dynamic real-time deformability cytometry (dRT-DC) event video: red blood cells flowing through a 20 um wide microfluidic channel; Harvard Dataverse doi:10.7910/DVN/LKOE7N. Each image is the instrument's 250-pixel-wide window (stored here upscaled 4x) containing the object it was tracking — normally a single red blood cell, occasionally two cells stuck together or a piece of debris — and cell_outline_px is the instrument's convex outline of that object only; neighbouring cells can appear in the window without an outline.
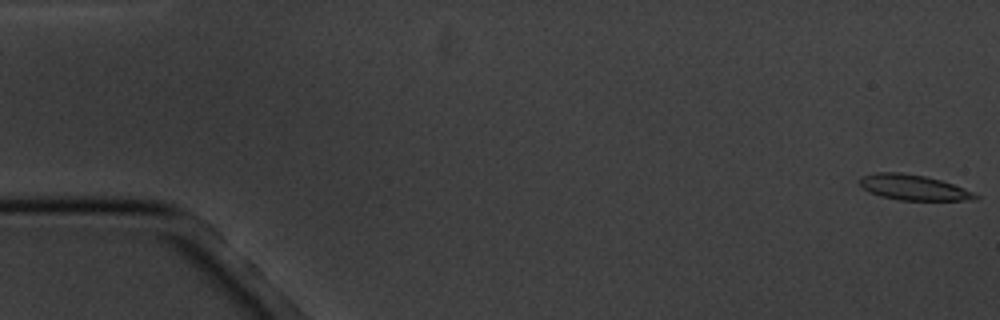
{"species": "common noctule bat (a hibernating species)", "species_latin": "Nyctalus noctula", "temperature_condition": "cold", "stored_images_in_passage": 13, "camera_frame_rate_fps": 3000, "um_per_image_px": 0.085, "animal": {"sex": "male", "body_mass_g": 20.1, "forearm_length_mm": 53.5}, "frame": {"image": 1, "passage_image": 1, "time_ms": 0.0, "image_size_px": [1000, 320], "cell_outline_px": [[980, 196], [976, 200], [900, 200], [880, 196], [868, 192], [860, 184], [860, 176], [876, 172], [900, 172], [924, 176], [940, 180], [964, 188]], "centroid_in_image_um": [77.62, 15.93], "position_along_channel_um": 7.4, "area_um2": 17.05}}
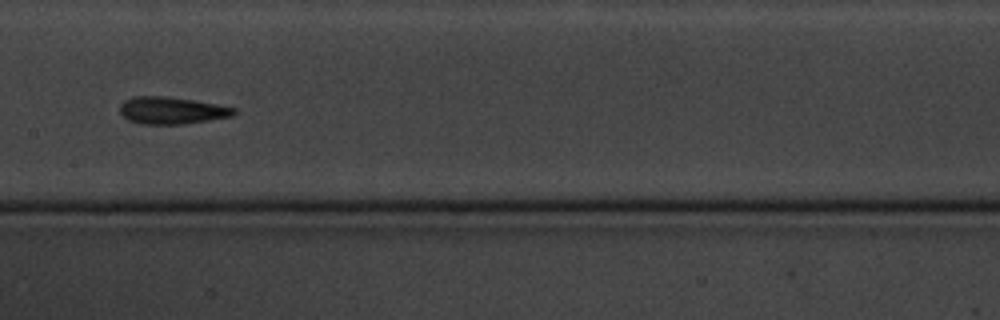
{"frame": {"image": 2, "passage_image": 9, "time_ms": 9.333, "image_size_px": [1000, 320], "cell_outline_px": [[236, 112], [232, 116], [184, 124], [140, 124], [128, 120], [120, 112], [120, 104], [124, 100], [136, 96], [164, 96], [192, 100], [216, 104], [236, 108]], "centroid_in_image_um": [14.57, 9.39], "position_along_channel_um": 192.8, "area_um2": 17.92}}
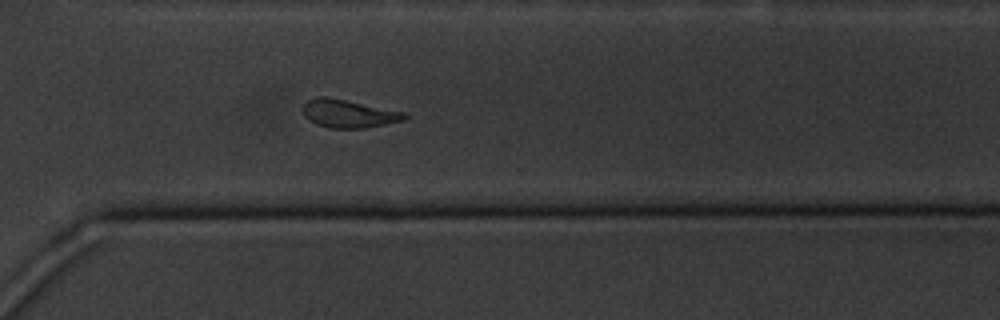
{"frame": {"image": 3, "passage_image": 13, "time_ms": 13.667, "image_size_px": [1000, 320], "cell_outline_px": [[408, 116], [404, 120], [364, 128], [328, 128], [316, 124], [308, 120], [304, 116], [300, 108], [308, 100], [316, 96], [324, 96], [408, 112]], "centroid_in_image_um": [29.6, 9.65], "position_along_channel_um": 341.0, "area_um2": 16.82}}